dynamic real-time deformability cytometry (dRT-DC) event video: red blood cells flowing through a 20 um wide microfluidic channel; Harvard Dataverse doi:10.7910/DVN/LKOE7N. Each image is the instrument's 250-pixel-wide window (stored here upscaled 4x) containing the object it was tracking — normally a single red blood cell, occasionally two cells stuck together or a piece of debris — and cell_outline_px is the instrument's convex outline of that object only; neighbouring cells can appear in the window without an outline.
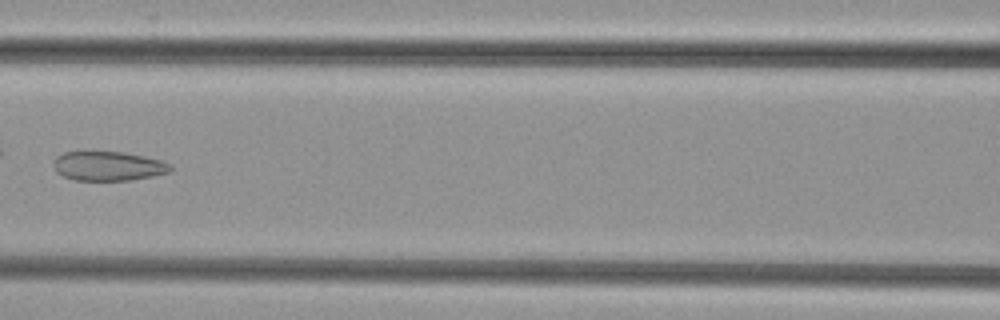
{"species": "common noctule bat (a hibernating species)", "species_latin": "Nyctalus noctula", "temperature_condition": "cold", "stored_images_in_passage": 7, "camera_frame_rate_fps": 3000, "um_per_image_px": 0.085, "animal": {"sex": "female", "body_mass_g": 29.2, "forearm_length_mm": 56.3}, "frame": {"image": 1, "passage_image": 6, "time_ms": 1.667, "image_size_px": [1000, 320], "cell_outline_px": [[172, 168], [168, 172], [152, 176], [132, 180], [72, 180], [56, 172], [52, 164], [56, 156], [64, 152], [124, 152], [144, 156], [160, 160], [168, 164]], "centroid_in_image_um": [9.15, 14.11], "position_along_channel_um": 157.4, "area_um2": 19.88}}
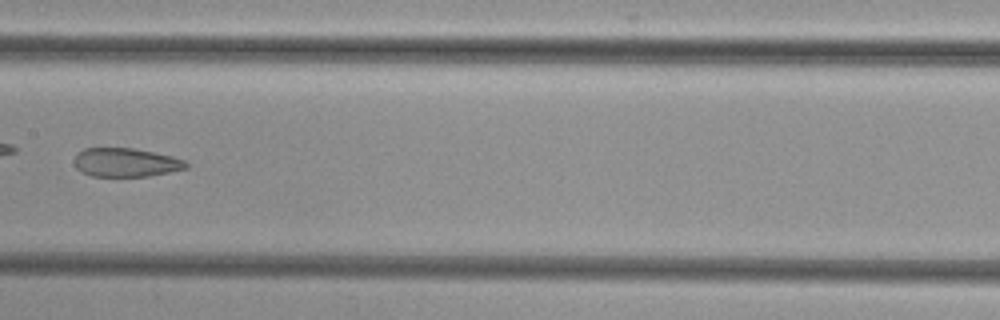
{"frame": {"image": 2, "passage_image": 7, "time_ms": 2.0, "image_size_px": [1000, 320], "cell_outline_px": [[188, 168], [148, 176], [92, 176], [76, 168], [76, 152], [84, 148], [132, 148], [172, 156], [184, 160], [188, 164]], "centroid_in_image_um": [10.7, 13.8], "position_along_channel_um": 196.7, "area_um2": 18.5}}